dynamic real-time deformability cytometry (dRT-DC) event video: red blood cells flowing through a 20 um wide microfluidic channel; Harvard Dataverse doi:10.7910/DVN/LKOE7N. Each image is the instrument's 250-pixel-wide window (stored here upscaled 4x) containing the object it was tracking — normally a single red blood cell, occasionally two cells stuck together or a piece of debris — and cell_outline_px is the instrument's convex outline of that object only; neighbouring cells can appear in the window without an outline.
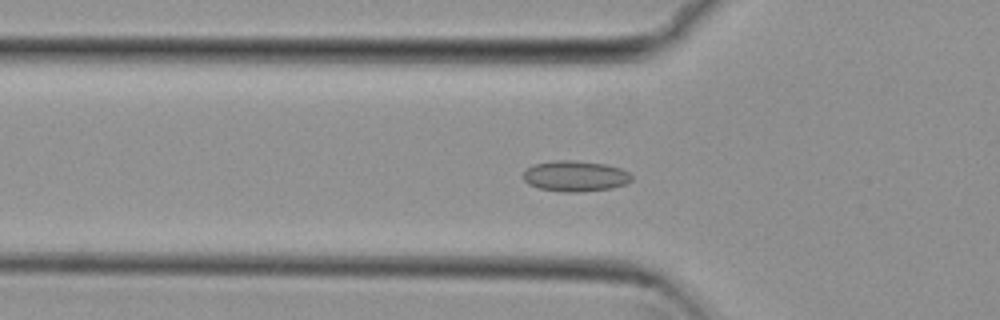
{"species": "common noctule bat (a hibernating species)", "species_latin": "Nyctalus noctula", "temperature_condition": "cold", "stored_images_in_passage": 39, "camera_frame_rate_fps": 3000, "um_per_image_px": 0.085, "animal": {"sex": "female", "body_mass_g": 29.2, "forearm_length_mm": 56.3}, "frame": {"image": 1, "passage_image": 9, "time_ms": 2.667, "image_size_px": [1000, 320], "cell_outline_px": [[632, 180], [628, 184], [612, 188], [576, 192], [564, 192], [540, 188], [528, 184], [524, 180], [524, 172], [532, 164], [556, 160], [572, 160], [604, 164], [620, 168], [628, 172], [632, 176]], "centroid_in_image_um": [48.91, 14.97], "position_along_channel_um": 76.9, "area_um2": 19.36}}
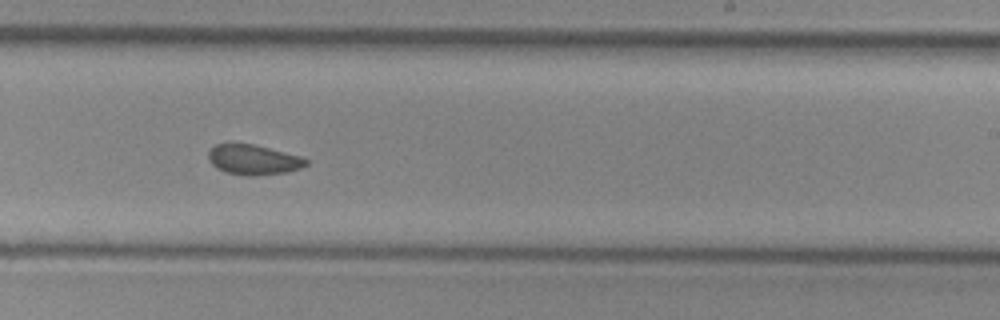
{"frame": {"image": 2, "passage_image": 24, "time_ms": 7.667, "image_size_px": [1000, 320], "cell_outline_px": [[308, 164], [300, 168], [288, 172], [256, 176], [248, 176], [224, 172], [216, 168], [208, 160], [208, 152], [216, 144], [252, 144], [300, 156], [308, 160]], "centroid_in_image_um": [21.53, 13.6], "position_along_channel_um": 267.5, "area_um2": 17.05}}
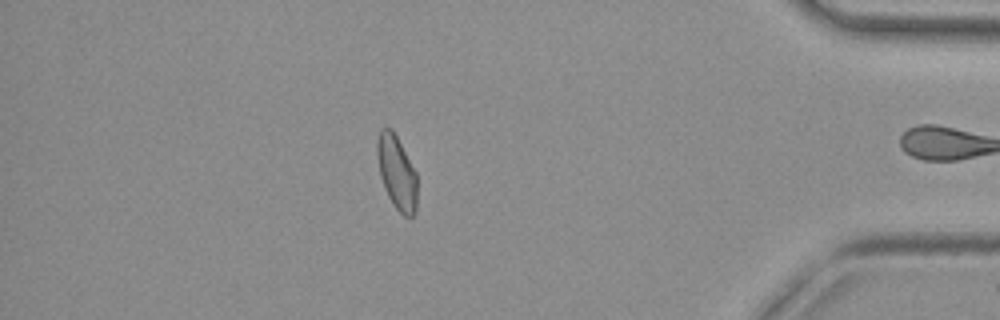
{"frame": {"image": 3, "passage_image": 38, "time_ms": 12.333, "image_size_px": [1000, 320], "cell_outline_px": [[416, 212], [412, 216], [404, 216], [392, 204], [384, 188], [380, 176], [376, 156], [376, 144], [380, 128], [392, 128], [416, 172]], "centroid_in_image_um": [33.7, 14.65], "position_along_channel_um": 401.5, "area_um2": 17.22}, "authors_computed_cell_mechanics": {"area_um2": 18.0336, "velocity_mm_per_s": 3.8043, "shape_relaxation_time_tau1_ms": null, "shape_relaxation_time_tau2_ms": 2.4158, "deformation_change_tau1": null, "deformation_change_tau2": 0.0649}}